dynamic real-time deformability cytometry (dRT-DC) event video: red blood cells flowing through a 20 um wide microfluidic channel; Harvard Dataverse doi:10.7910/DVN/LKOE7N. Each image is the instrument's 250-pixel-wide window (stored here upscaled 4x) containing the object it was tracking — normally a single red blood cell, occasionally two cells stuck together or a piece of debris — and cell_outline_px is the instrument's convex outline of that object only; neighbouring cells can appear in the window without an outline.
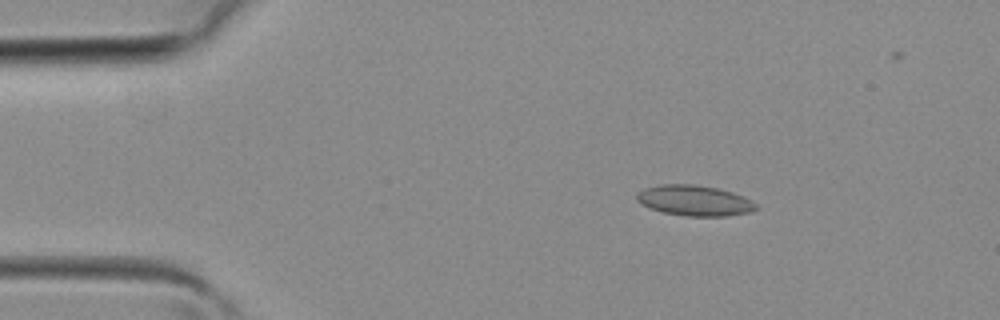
{"species": "common noctule bat (a hibernating species)", "species_latin": "Nyctalus noctula", "temperature_condition": "room temperature", "stored_images_in_passage": 39, "camera_frame_rate_fps": 3000, "um_per_image_px": 0.085, "animal": {"sex": "female", "body_mass_g": 19.3, "forearm_length_mm": 54.1}, "frame": {"image": 1, "passage_image": 6, "time_ms": 1.667, "image_size_px": [1000, 320], "cell_outline_px": [[760, 208], [752, 212], [728, 216], [684, 216], [664, 212], [648, 208], [640, 204], [636, 200], [636, 192], [644, 188], [660, 184], [696, 184], [716, 188], [732, 192], [752, 200]], "centroid_in_image_um": [59.02, 17.05], "position_along_channel_um": 26.0, "area_um2": 21.56}}
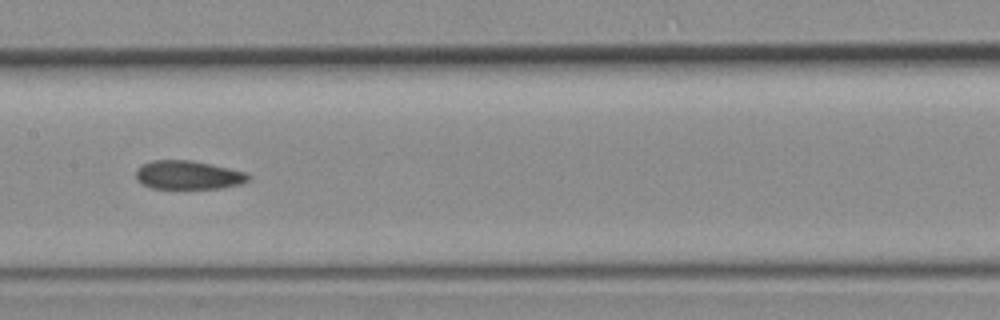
{"frame": {"image": 2, "passage_image": 19, "time_ms": 6.0, "image_size_px": [1000, 320], "cell_outline_px": [[252, 176], [248, 180], [240, 184], [220, 188], [152, 188], [140, 184], [136, 180], [136, 168], [140, 164], [152, 160], [192, 160], [248, 172]], "centroid_in_image_um": [15.97, 14.87], "position_along_channel_um": 191.4, "area_um2": 19.02}}
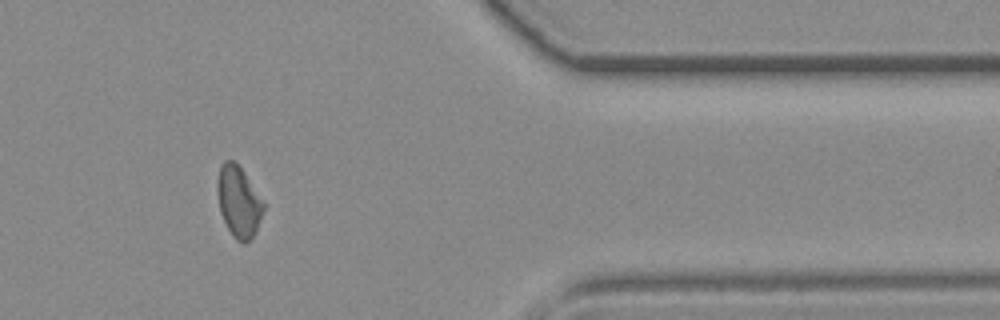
{"frame": {"image": 3, "passage_image": 32, "time_ms": 10.333, "image_size_px": [1000, 320], "cell_outline_px": [[264, 208], [260, 220], [252, 236], [244, 244], [236, 240], [232, 236], [220, 212], [216, 192], [216, 184], [220, 168], [224, 160], [232, 160], [244, 172], [264, 200]], "centroid_in_image_um": [20.27, 17.13], "position_along_channel_um": 391.1, "area_um2": 19.02}}